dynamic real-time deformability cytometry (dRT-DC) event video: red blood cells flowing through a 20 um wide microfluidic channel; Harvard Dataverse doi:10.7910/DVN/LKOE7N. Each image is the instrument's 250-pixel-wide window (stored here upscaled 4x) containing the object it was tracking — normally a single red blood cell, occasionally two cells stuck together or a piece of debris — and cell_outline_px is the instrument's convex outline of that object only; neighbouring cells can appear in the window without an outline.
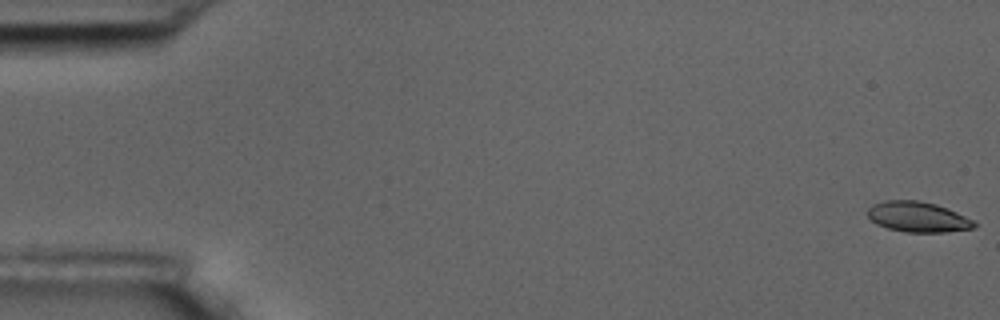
{"species": "common noctule bat (a hibernating species)", "species_latin": "Nyctalus noctula", "temperature_condition": "room temperature", "stored_images_in_passage": 7, "camera_frame_rate_fps": 3000, "um_per_image_px": 0.085, "animal": {"sex": "male", "body_mass_g": 17.5, "forearm_length_mm": 52.3}, "frame": {"image": 1, "passage_image": 1, "time_ms": 0.0, "image_size_px": [1000, 320], "cell_outline_px": [[976, 228], [944, 232], [904, 232], [888, 228], [876, 224], [868, 216], [868, 208], [872, 204], [884, 200], [920, 200], [936, 204], [956, 212], [972, 220], [976, 224]], "centroid_in_image_um": [77.99, 18.43], "position_along_channel_um": 7.0, "area_um2": 18.84}}
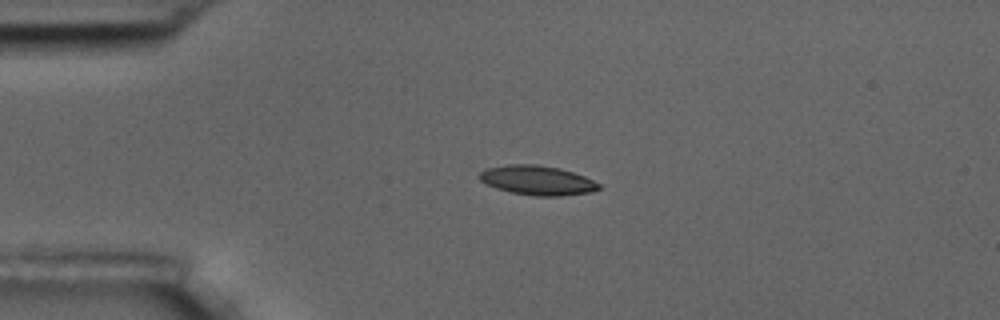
{"frame": {"image": 2, "passage_image": 5, "time_ms": 4.333, "image_size_px": [1000, 320], "cell_outline_px": [[600, 188], [592, 192], [560, 196], [532, 196], [512, 192], [496, 188], [480, 180], [480, 172], [488, 168], [508, 164], [536, 164], [560, 168], [584, 176], [600, 184]], "centroid_in_image_um": [45.69, 15.33], "position_along_channel_um": 39.3, "area_um2": 20.35}}